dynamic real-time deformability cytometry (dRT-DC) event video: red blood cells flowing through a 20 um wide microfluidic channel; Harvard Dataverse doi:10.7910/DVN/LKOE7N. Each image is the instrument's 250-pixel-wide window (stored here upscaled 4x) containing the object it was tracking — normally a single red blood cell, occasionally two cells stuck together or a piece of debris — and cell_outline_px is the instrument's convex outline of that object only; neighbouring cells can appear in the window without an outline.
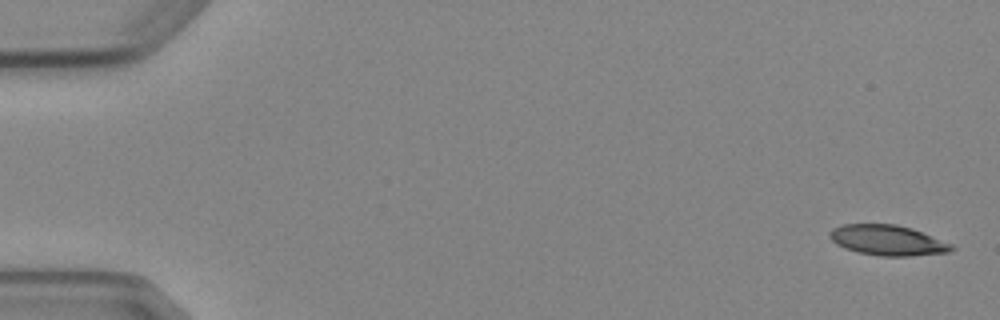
{"species": "Egyptian fruit bat (a non-hibernating species)", "species_latin": "Rousettus aegyptiacus", "temperature_condition": "cold", "stored_images_in_passage": 5, "camera_frame_rate_fps": 3000, "um_per_image_px": 0.085, "animal": {"sex": "female"}, "frame": {"image": 1, "passage_image": 1, "time_ms": 0.0, "image_size_px": [1000, 320], "cell_outline_px": [[956, 248], [948, 252], [908, 256], [880, 256], [860, 252], [844, 248], [836, 244], [828, 236], [828, 232], [832, 228], [844, 224], [896, 224], [912, 228], [952, 244]], "centroid_in_image_um": [75.42, 20.41], "position_along_channel_um": 9.6, "area_um2": 21.5}}
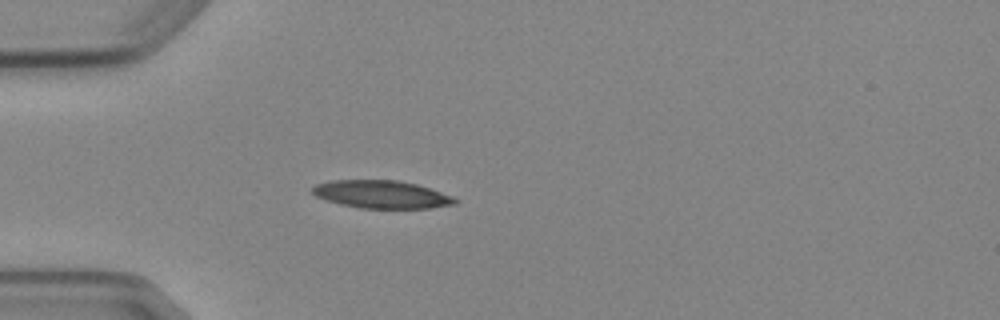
{"frame": {"image": 2, "passage_image": 5, "time_ms": 4.667, "image_size_px": [1000, 320], "cell_outline_px": [[460, 200], [456, 204], [428, 208], [360, 208], [340, 204], [316, 196], [312, 192], [312, 188], [316, 184], [332, 180], [396, 180], [416, 184], [452, 196]], "centroid_in_image_um": [32.44, 16.52], "position_along_channel_um": 52.6, "area_um2": 22.95}}